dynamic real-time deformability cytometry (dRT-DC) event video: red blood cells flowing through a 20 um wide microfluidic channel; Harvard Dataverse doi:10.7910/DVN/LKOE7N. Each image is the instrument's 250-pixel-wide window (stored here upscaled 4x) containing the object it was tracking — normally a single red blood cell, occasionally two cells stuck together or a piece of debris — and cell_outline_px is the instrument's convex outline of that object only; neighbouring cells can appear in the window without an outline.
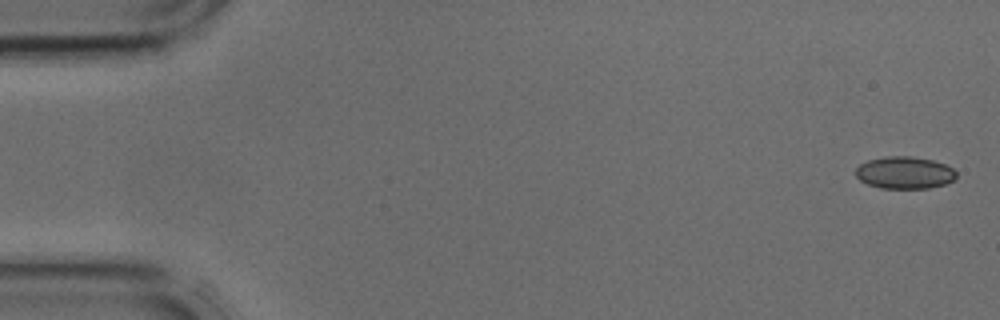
{"species": "common noctule bat (a hibernating species)", "species_latin": "Nyctalus noctula", "temperature_condition": "cold", "stored_images_in_passage": 42, "camera_frame_rate_fps": 3000, "um_per_image_px": 0.085, "animal": {"sex": "male", "body_mass_g": 17.9, "forearm_length_mm": 54.2}, "frame": {"image": 1, "passage_image": 1, "time_ms": 0.0, "image_size_px": [1000, 320], "cell_outline_px": [[956, 176], [952, 180], [944, 184], [928, 188], [880, 188], [868, 184], [860, 180], [856, 176], [856, 168], [860, 164], [868, 160], [884, 156], [912, 156], [932, 160], [944, 164], [952, 168], [956, 172]], "centroid_in_image_um": [76.87, 14.67], "position_along_channel_um": 8.1, "area_um2": 18.79}}
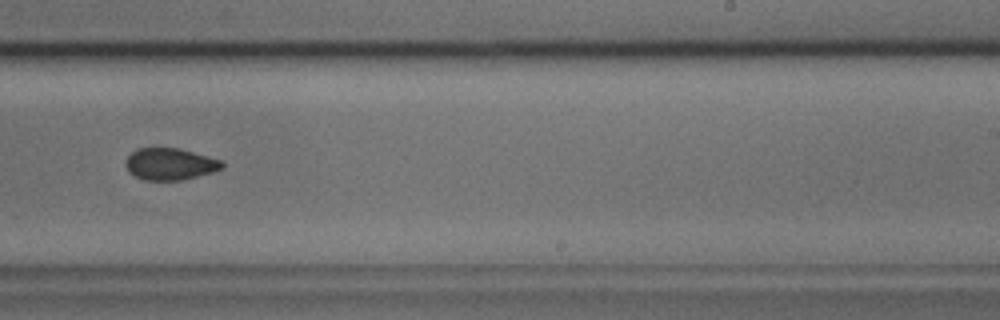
{"frame": {"image": 2, "passage_image": 26, "time_ms": 8.333, "image_size_px": [1000, 320], "cell_outline_px": [[224, 168], [212, 172], [180, 180], [144, 180], [128, 172], [124, 164], [128, 156], [136, 148], [180, 148], [208, 156], [220, 160], [224, 164]], "centroid_in_image_um": [14.43, 13.94], "position_along_channel_um": 274.6, "area_um2": 17.86}}
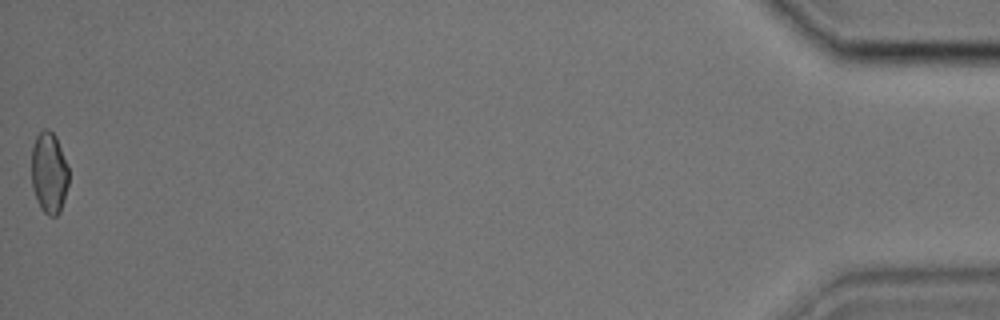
{"frame": {"image": 3, "passage_image": 42, "time_ms": 13.667, "image_size_px": [1000, 320], "cell_outline_px": [[68, 184], [64, 200], [60, 212], [56, 216], [48, 216], [40, 208], [36, 200], [32, 188], [32, 148], [36, 136], [44, 128], [48, 128], [56, 136], [68, 168]], "centroid_in_image_um": [4.16, 14.71], "position_along_channel_um": 431.0, "area_um2": 17.69}}